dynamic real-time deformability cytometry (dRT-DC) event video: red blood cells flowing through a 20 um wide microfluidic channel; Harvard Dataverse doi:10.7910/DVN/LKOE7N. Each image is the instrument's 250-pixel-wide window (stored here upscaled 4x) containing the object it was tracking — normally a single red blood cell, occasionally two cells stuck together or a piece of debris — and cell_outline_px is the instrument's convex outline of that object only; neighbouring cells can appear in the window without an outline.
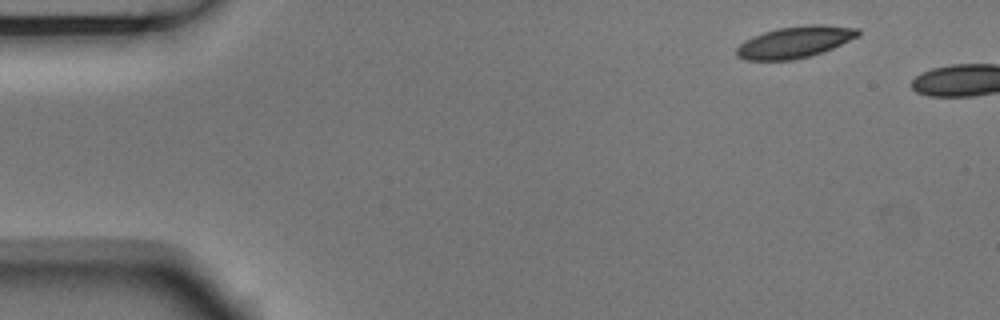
{"species": "Egyptian fruit bat (a non-hibernating species)", "species_latin": "Rousettus aegyptiacus", "temperature_condition": "room temperature", "stored_images_in_passage": 3, "camera_frame_rate_fps": 3000, "um_per_image_px": 0.085, "animal": {"sex": "male"}, "frame": {"image": 1, "passage_image": 1, "time_ms": 0.0, "image_size_px": [1000, 320], "cell_outline_px": [[860, 36], [824, 52], [792, 60], [744, 60], [736, 56], [736, 48], [744, 40], [752, 36], [776, 28], [808, 24], [824, 24], [860, 28]], "centroid_in_image_um": [67.58, 3.56], "position_along_channel_um": 17.4, "area_um2": 22.72}}